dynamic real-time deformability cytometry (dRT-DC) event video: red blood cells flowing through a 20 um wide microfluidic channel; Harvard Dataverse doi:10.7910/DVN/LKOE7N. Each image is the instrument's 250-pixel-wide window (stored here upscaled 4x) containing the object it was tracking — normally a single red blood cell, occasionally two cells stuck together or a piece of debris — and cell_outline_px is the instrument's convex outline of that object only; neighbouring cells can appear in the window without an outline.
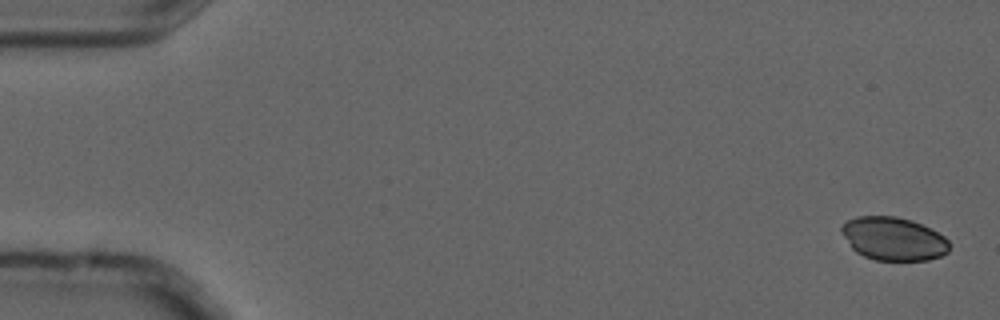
{"species": "common noctule bat (a hibernating species)", "species_latin": "Nyctalus noctula", "temperature_condition": "cold", "stored_images_in_passage": 5, "camera_frame_rate_fps": 3000, "um_per_image_px": 0.085, "animal": {"sex": "male", "forearm_length_mm": 52.5}, "frame": {"image": 1, "passage_image": 1, "time_ms": 0.0, "image_size_px": [1000, 320], "cell_outline_px": [[948, 252], [940, 256], [928, 260], [876, 260], [864, 256], [856, 252], [852, 248], [840, 232], [840, 228], [848, 220], [856, 216], [896, 216], [912, 220], [944, 236], [948, 240]], "centroid_in_image_um": [75.91, 20.29], "position_along_channel_um": 9.1, "area_um2": 27.05}}